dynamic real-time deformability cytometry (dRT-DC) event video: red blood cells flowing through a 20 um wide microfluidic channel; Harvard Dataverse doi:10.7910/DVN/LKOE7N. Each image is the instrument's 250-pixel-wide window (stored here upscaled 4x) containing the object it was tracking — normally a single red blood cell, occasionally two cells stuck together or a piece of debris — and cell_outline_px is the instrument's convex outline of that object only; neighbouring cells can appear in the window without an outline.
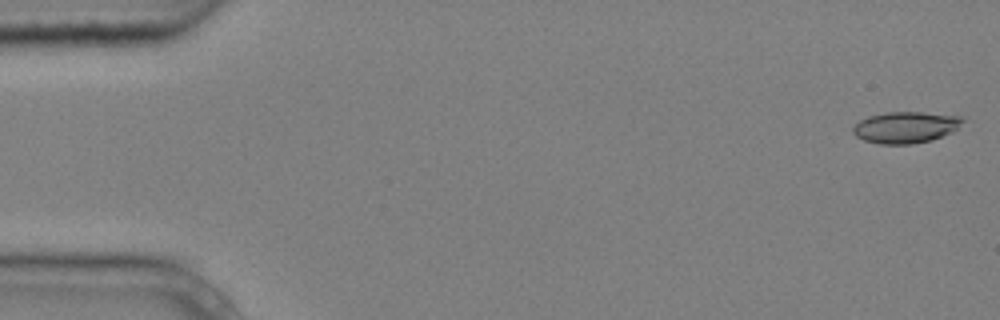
{"species": "common noctule bat (a hibernating species)", "species_latin": "Nyctalus noctula", "temperature_condition": "cold", "stored_images_in_passage": 5, "camera_frame_rate_fps": 3000, "um_per_image_px": 0.085, "animal": {"sex": "male", "body_mass_g": 20.4}, "frame": {"image": 1, "passage_image": 1, "time_ms": 0.0, "image_size_px": [1000, 320], "cell_outline_px": [[964, 120], [952, 132], [932, 140], [912, 144], [880, 144], [864, 140], [856, 136], [852, 132], [852, 128], [860, 120], [868, 116], [884, 112], [924, 112], [964, 116]], "centroid_in_image_um": [76.97, 10.81], "position_along_channel_um": 8.0, "area_um2": 20.17}}
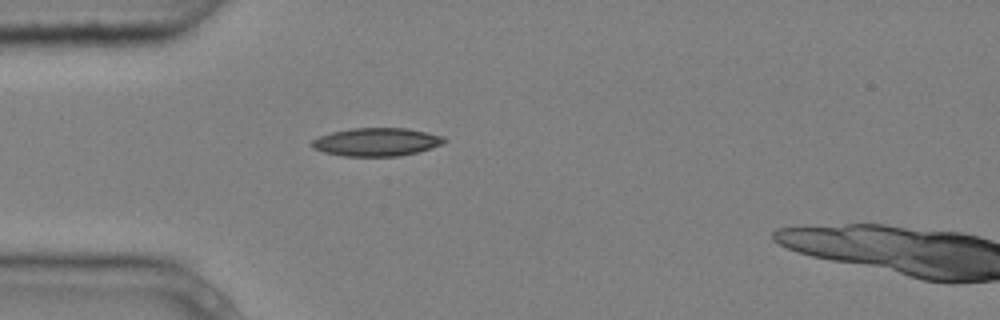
{"frame": {"image": 2, "passage_image": 5, "time_ms": 1.333, "image_size_px": [1000, 320], "cell_outline_px": [[448, 140], [444, 144], [432, 148], [400, 156], [344, 156], [324, 152], [312, 148], [312, 140], [320, 136], [332, 132], [352, 128], [408, 128], [444, 136]], "centroid_in_image_um": [32.05, 12.06], "position_along_channel_um": 53.0, "area_um2": 21.79}}